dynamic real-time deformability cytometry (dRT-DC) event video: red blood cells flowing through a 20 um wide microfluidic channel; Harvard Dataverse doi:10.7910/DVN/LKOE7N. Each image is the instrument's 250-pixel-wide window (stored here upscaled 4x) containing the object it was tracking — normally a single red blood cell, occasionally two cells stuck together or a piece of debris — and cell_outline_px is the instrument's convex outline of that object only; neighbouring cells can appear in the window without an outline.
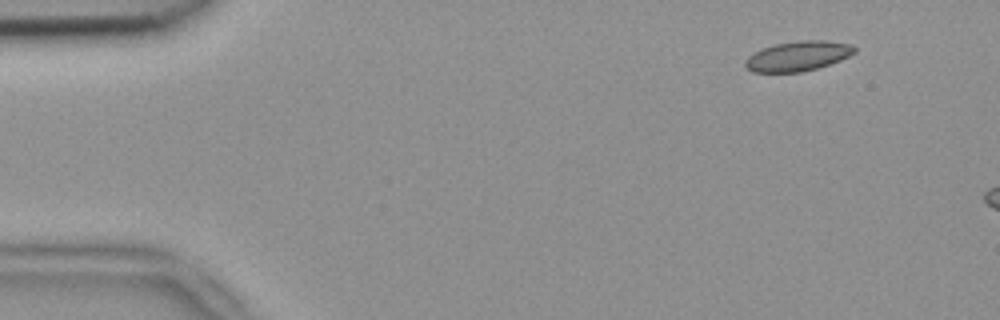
{"species": "common noctule bat (a hibernating species)", "species_latin": "Nyctalus noctula", "temperature_condition": "room temperature", "stored_images_in_passage": 4, "camera_frame_rate_fps": 3000, "um_per_image_px": 0.085, "animal": {"sex": "female", "body_mass_g": 18.4}, "frame": {"image": 1, "passage_image": 2, "time_ms": 0.333, "image_size_px": [1000, 320], "cell_outline_px": [[856, 52], [840, 60], [804, 72], [752, 72], [744, 64], [744, 60], [748, 56], [764, 48], [776, 44], [804, 40], [828, 40], [852, 44], [856, 48]], "centroid_in_image_um": [67.85, 4.76], "position_along_channel_um": 17.2, "area_um2": 18.9}}